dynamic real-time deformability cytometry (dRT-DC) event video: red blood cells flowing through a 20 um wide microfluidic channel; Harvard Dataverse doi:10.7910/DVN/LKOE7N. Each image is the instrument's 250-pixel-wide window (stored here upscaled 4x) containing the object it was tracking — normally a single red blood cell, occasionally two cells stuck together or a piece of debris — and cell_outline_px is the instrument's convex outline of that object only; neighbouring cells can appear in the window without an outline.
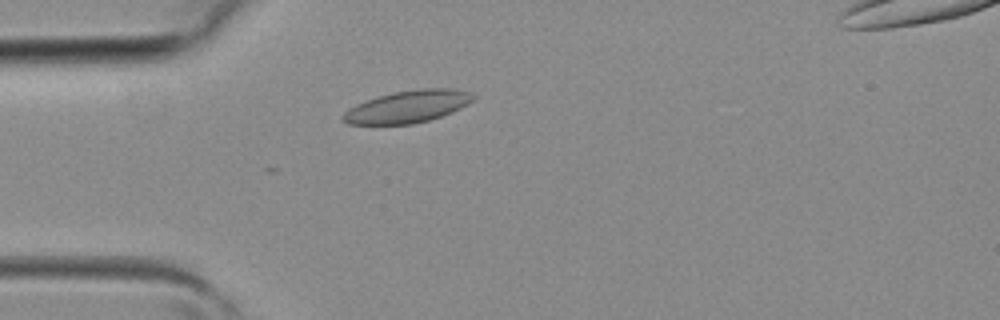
{"species": "common noctule bat (a hibernating species)", "species_latin": "Nyctalus noctula", "temperature_condition": "room temperature", "stored_images_in_passage": 1, "camera_frame_rate_fps": 3000, "um_per_image_px": 0.085, "animal": {"sex": "female", "body_mass_g": 19.3, "forearm_length_mm": 54.1}, "frame": {"image": 1, "passage_image": 1, "time_ms": 0.0, "image_size_px": [1000, 320], "cell_outline_px": [[476, 96], [468, 104], [452, 112], [428, 120], [412, 124], [348, 124], [340, 116], [348, 108], [364, 100], [376, 96], [392, 92], [420, 88], [452, 88], [468, 92]], "centroid_in_image_um": [34.62, 9.05], "position_along_channel_um": 50.4, "area_um2": 24.51}}